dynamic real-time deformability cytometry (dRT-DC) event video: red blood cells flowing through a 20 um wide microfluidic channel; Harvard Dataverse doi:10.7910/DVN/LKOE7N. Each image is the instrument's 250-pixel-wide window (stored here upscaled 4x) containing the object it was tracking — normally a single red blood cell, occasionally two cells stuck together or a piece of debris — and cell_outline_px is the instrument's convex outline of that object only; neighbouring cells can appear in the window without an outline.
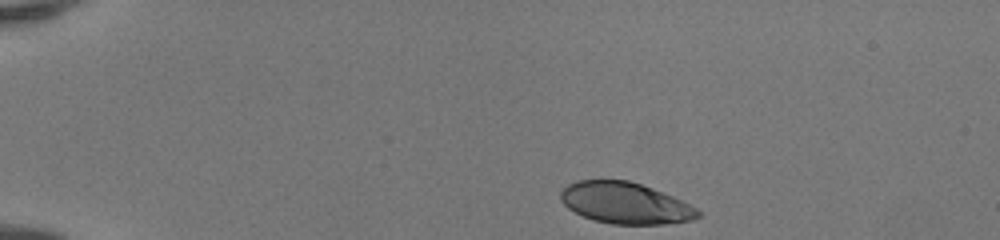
{"species": "human", "species_latin": "Homo sapiens", "temperature_condition": "room temperature", "stored_images_in_passage": 38, "camera_frame_rate_fps": 3000, "um_per_image_px": 0.085, "donor": {"sex": "female"}, "frame": {"image": 1, "passage_image": 1, "time_ms": 0.0, "image_size_px": [1000, 240], "cell_outline_px": [[700, 216], [692, 220], [664, 224], [612, 224], [592, 220], [568, 208], [560, 200], [560, 192], [568, 184], [576, 180], [628, 180], [652, 188], [672, 196], [696, 208], [700, 212]], "centroid_in_image_um": [53.12, 17.26], "position_along_channel_um": 31.9, "area_um2": 32.89}}
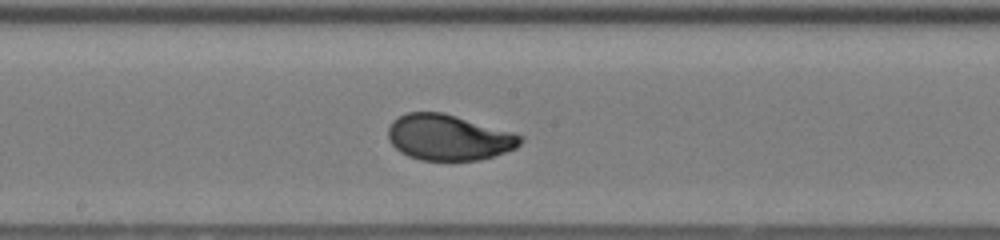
{"frame": {"image": 2, "passage_image": 20, "time_ms": 6.333, "image_size_px": [1000, 240], "cell_outline_px": [[524, 140], [516, 148], [480, 160], [420, 160], [408, 156], [400, 152], [388, 140], [388, 128], [392, 120], [408, 112], [444, 112], [512, 132], [524, 136]], "centroid_in_image_um": [38.12, 11.68], "position_along_channel_um": 210.1, "area_um2": 35.32}}
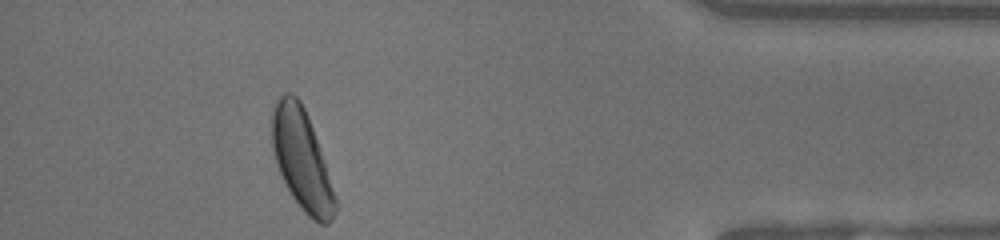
{"frame": {"image": 3, "passage_image": 37, "time_ms": 12.0, "image_size_px": [1000, 240], "cell_outline_px": [[336, 212], [332, 220], [328, 224], [320, 224], [312, 220], [300, 208], [292, 196], [276, 164], [272, 148], [272, 112], [280, 96], [284, 92], [292, 92], [300, 100], [308, 116], [336, 200]], "centroid_in_image_um": [25.62, 13.58], "position_along_channel_um": 409.6, "area_um2": 36.18}, "authors_computed_cell_mechanics": {"area_um2": 35.0268, "velocity_mm_per_s": 4.1751, "shape_relaxation_time_tau1_ms": 3.1247, "shape_relaxation_time_tau2_ms": null, "deformation_change_tau1": 0.1702, "deformation_change_tau2": null}}